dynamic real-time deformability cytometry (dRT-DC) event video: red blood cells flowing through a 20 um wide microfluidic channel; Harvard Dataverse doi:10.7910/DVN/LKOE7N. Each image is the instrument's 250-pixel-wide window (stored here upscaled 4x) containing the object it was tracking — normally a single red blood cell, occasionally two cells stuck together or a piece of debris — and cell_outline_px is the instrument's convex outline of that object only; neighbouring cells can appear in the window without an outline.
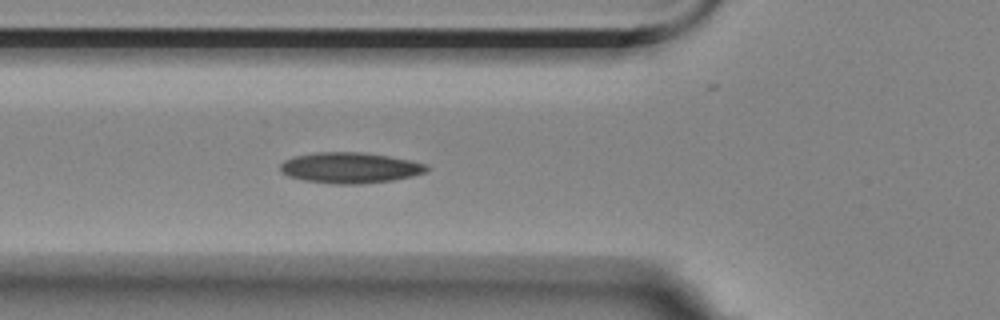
{"species": "Egyptian fruit bat (a non-hibernating species)", "species_latin": "Rousettus aegyptiacus", "temperature_condition": "room temperature", "stored_images_in_passage": 5, "camera_frame_rate_fps": 3000, "um_per_image_px": 0.085, "animal": {"sex": "female"}, "frame": {"image": 1, "passage_image": 5, "time_ms": 5.333, "image_size_px": [1000, 320], "cell_outline_px": [[428, 168], [424, 172], [412, 176], [392, 180], [360, 184], [332, 184], [304, 180], [288, 176], [280, 172], [280, 164], [284, 160], [292, 156], [316, 152], [360, 152], [388, 156], [428, 164]], "centroid_in_image_um": [29.69, 14.26], "position_along_channel_um": 96.1, "area_um2": 26.24}}